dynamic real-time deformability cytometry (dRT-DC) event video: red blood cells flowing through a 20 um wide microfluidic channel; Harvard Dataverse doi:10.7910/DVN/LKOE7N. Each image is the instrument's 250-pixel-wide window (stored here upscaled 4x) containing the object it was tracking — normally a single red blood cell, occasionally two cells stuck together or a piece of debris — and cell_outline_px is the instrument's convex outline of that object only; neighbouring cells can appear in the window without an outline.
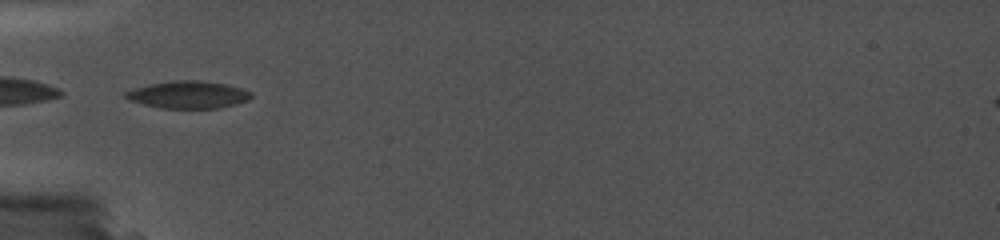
{"species": "common noctule bat (a hibernating species)", "species_latin": "Nyctalus noctula", "temperature_condition": "cold", "stored_images_in_passage": 52, "camera_frame_rate_fps": 5000, "um_per_image_px": 0.085, "animal": {"sex": "female", "body_mass_g": 19.0, "forearm_length_mm": 56.7}, "frame": {"image": 1, "passage_image": 1, "time_ms": 0.0, "image_size_px": [1000, 240], "cell_outline_px": [[252, 96], [248, 100], [236, 104], [220, 108], [160, 108], [128, 100], [124, 96], [124, 92], [148, 84], [172, 80], [200, 80], [228, 84], [252, 92]], "centroid_in_image_um": [16.01, 8.04], "position_along_channel_um": 69.0, "area_um2": 20.11}}